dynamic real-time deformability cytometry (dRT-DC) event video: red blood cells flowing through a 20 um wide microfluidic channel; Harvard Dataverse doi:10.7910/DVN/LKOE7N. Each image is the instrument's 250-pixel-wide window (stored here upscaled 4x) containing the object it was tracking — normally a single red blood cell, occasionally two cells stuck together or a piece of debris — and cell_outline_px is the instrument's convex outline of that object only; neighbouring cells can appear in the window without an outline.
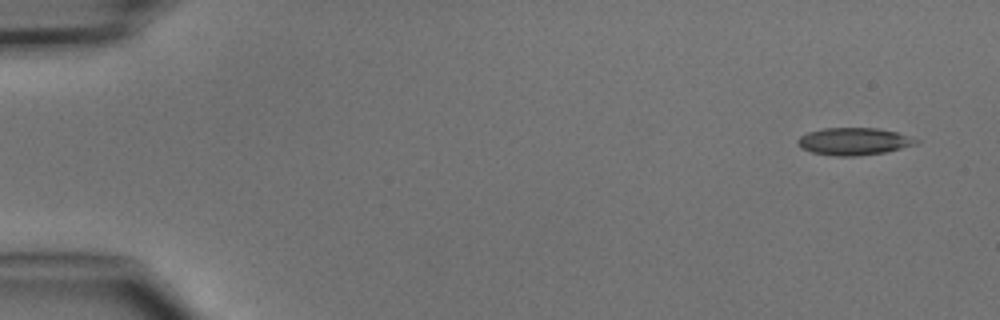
{"species": "common noctule bat (a hibernating species)", "species_latin": "Nyctalus noctula", "temperature_condition": "cold", "stored_images_in_passage": 4, "camera_frame_rate_fps": 3000, "um_per_image_px": 0.085, "animal": {"sex": "male", "body_mass_g": 15.6}, "frame": {"image": 1, "passage_image": 1, "time_ms": 0.0, "image_size_px": [1000, 320], "cell_outline_px": [[920, 144], [884, 152], [856, 156], [836, 156], [812, 152], [800, 148], [796, 144], [796, 140], [800, 136], [808, 132], [824, 128], [876, 128], [896, 132], [920, 140]], "centroid_in_image_um": [72.56, 12.02], "position_along_channel_um": 12.4, "area_um2": 18.9}}
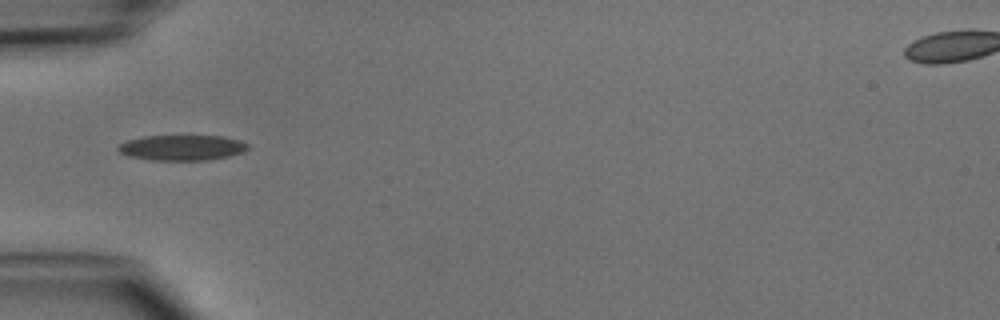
{"frame": {"image": 2, "passage_image": 4, "time_ms": 4.333, "image_size_px": [1000, 320], "cell_outline_px": [[248, 148], [244, 152], [228, 156], [208, 160], [152, 160], [128, 156], [120, 152], [116, 148], [120, 144], [128, 140], [144, 136], [224, 136], [240, 140], [248, 144]], "centroid_in_image_um": [15.48, 12.55], "position_along_channel_um": 69.5, "area_um2": 19.19}}